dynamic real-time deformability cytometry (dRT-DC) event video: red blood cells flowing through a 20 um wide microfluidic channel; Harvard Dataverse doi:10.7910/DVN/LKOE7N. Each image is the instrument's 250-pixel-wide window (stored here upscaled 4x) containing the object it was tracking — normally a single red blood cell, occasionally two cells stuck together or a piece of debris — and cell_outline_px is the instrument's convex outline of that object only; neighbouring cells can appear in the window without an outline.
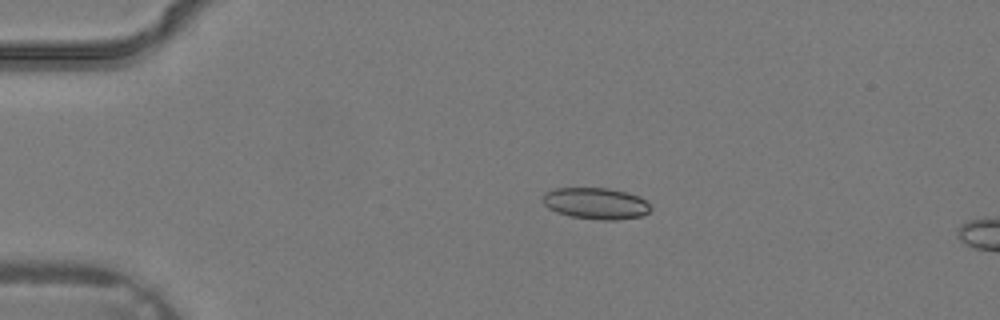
{"species": "common noctule bat (a hibernating species)", "species_latin": "Nyctalus noctula", "temperature_condition": "warm", "stored_images_in_passage": 4, "camera_frame_rate_fps": 3000, "um_per_image_px": 0.085, "animal": {"sex": "male", "body_mass_g": 19.2, "forearm_length_mm": 51.8}, "frame": {"image": 1, "passage_image": 3, "time_ms": 0.667, "image_size_px": [1000, 320], "cell_outline_px": [[652, 208], [644, 216], [616, 220], [600, 220], [572, 216], [556, 212], [548, 208], [544, 204], [544, 192], [556, 188], [608, 188], [640, 196]], "centroid_in_image_um": [50.66, 17.29], "position_along_channel_um": 34.3, "area_um2": 19.71}}